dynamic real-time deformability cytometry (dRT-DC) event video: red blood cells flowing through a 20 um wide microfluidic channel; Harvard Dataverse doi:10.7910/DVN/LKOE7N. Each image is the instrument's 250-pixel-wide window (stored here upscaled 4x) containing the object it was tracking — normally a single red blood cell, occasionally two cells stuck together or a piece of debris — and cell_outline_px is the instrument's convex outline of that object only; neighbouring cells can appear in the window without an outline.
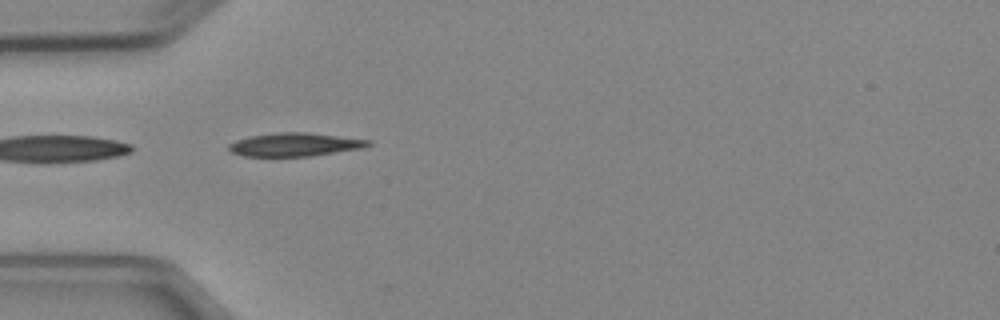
{"species": "Egyptian fruit bat (a non-hibernating species)", "species_latin": "Rousettus aegyptiacus", "temperature_condition": "cold", "stored_images_in_passage": 6, "segment_of_instrument_passage": [2, 2], "camera_frame_rate_fps": 3000, "um_per_image_px": 0.085, "animal": {"sex": "female"}, "frame": {"image": 1, "passage_image": 5, "time_ms": 4.667, "image_size_px": [1000, 320], "cell_outline_px": [[372, 144], [364, 148], [308, 156], [244, 156], [232, 152], [228, 148], [228, 144], [236, 140], [248, 136], [276, 132], [308, 132], [372, 140]], "centroid_in_image_um": [25.07, 12.27], "position_along_channel_um": 59.9, "area_um2": 19.07}}